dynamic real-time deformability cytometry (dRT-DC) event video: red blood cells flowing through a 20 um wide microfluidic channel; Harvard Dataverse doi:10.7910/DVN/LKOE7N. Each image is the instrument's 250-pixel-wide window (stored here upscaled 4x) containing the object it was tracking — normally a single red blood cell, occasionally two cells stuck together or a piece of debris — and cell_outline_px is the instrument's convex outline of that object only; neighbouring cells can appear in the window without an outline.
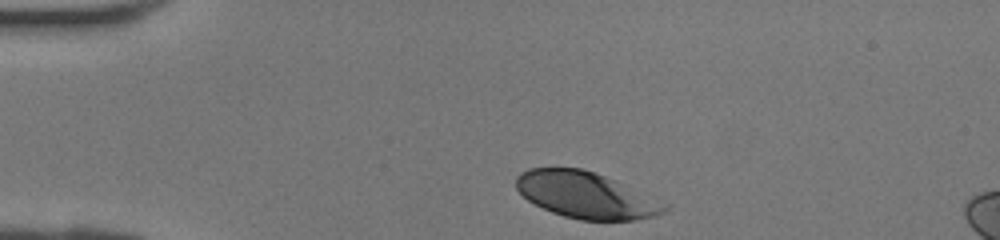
{"species": "human", "species_latin": "Homo sapiens", "temperature_condition": "room temperature", "stored_images_in_passage": 27, "camera_frame_rate_fps": 3000, "um_per_image_px": 0.085, "donor": {"sex": "female"}, "frame": {"image": 1, "passage_image": 1, "time_ms": 0.0, "image_size_px": [1000, 240], "cell_outline_px": [[668, 208], [664, 212], [652, 216], [636, 220], [580, 220], [564, 216], [552, 212], [528, 200], [516, 188], [516, 176], [520, 172], [528, 168], [580, 168], [596, 172], [668, 204]], "centroid_in_image_um": [49.78, 16.58], "position_along_channel_um": 35.2, "area_um2": 39.71}}
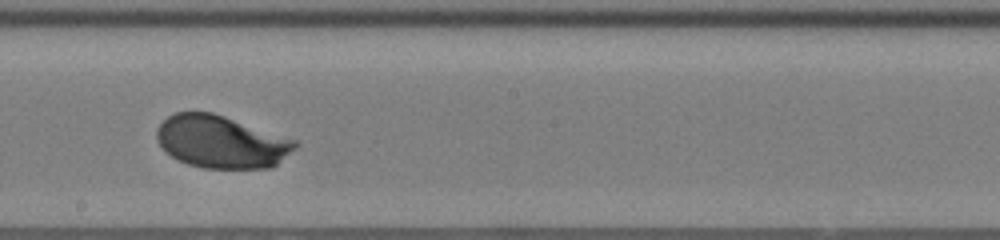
{"frame": {"image": 2, "passage_image": 16, "time_ms": 5.0, "image_size_px": [1000, 240], "cell_outline_px": [[300, 144], [296, 148], [272, 168], [204, 168], [188, 164], [172, 156], [156, 140], [156, 128], [168, 116], [176, 112], [212, 112], [296, 140]], "centroid_in_image_um": [18.81, 12.05], "position_along_channel_um": 229.4, "area_um2": 42.08}}
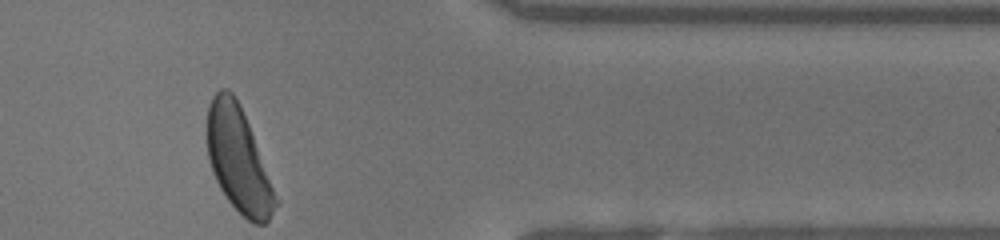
{"frame": {"image": 3, "passage_image": 27, "time_ms": 8.667, "image_size_px": [1000, 240], "cell_outline_px": [[280, 204], [268, 220], [264, 224], [256, 224], [248, 220], [224, 196], [212, 172], [208, 160], [208, 108], [212, 96], [220, 88], [228, 88], [232, 92], [240, 104], [280, 200]], "centroid_in_image_um": [20.3, 13.6], "position_along_channel_um": 391.1, "area_um2": 41.85}}